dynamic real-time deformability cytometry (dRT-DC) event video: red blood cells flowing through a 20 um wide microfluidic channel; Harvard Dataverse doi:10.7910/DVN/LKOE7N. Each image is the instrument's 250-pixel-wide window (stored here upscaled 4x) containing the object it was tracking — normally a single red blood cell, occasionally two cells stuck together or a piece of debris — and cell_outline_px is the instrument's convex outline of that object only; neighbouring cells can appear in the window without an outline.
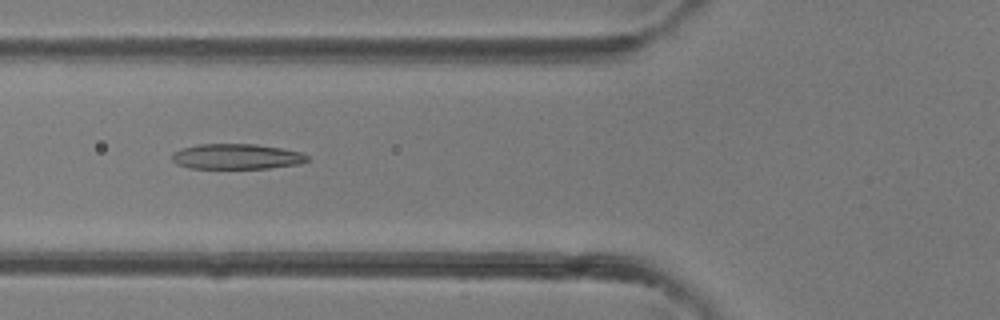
{"species": "common noctule bat (a hibernating species)", "species_latin": "Nyctalus noctula", "temperature_condition": "room temperature", "stored_images_in_passage": 40, "camera_frame_rate_fps": 3000, "um_per_image_px": 0.085, "animal": {"sex": "female"}, "frame": {"image": 1, "passage_image": 15, "time_ms": 4.667, "image_size_px": [1000, 320], "cell_outline_px": [[308, 160], [300, 164], [268, 168], [188, 168], [176, 164], [172, 160], [172, 152], [184, 148], [200, 144], [256, 144], [280, 148], [300, 152], [308, 156]], "centroid_in_image_um": [20.09, 13.31], "position_along_channel_um": 105.7, "area_um2": 19.88}}
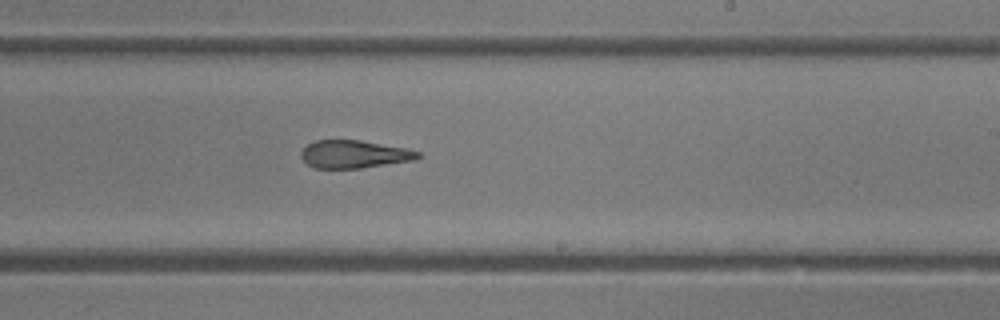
{"frame": {"image": 2, "passage_image": 24, "time_ms": 7.667, "image_size_px": [1000, 320], "cell_outline_px": [[420, 156], [416, 160], [360, 168], [312, 168], [300, 156], [300, 152], [308, 144], [316, 140], [360, 140], [408, 148], [420, 152]], "centroid_in_image_um": [30.12, 13.1], "position_along_channel_um": 258.9, "area_um2": 19.02}}
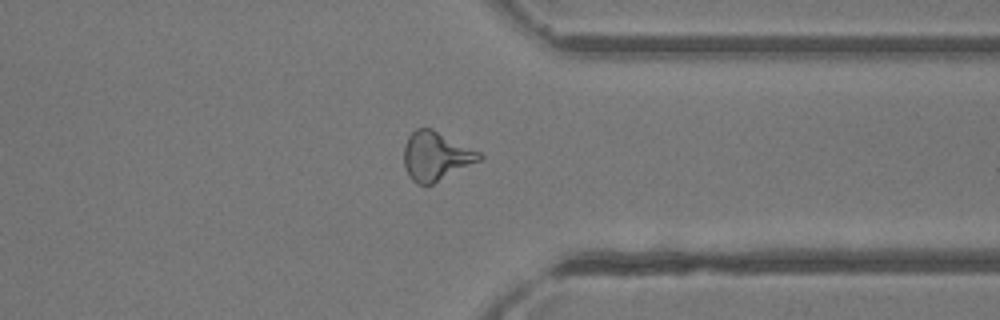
{"frame": {"image": 3, "passage_image": 31, "time_ms": 10.0, "image_size_px": [1000, 320], "cell_outline_px": [[484, 156], [480, 160], [432, 184], [416, 184], [408, 176], [404, 168], [404, 144], [408, 136], [416, 128], [432, 128], [480, 152]], "centroid_in_image_um": [37.02, 13.26], "position_along_channel_um": 374.4, "area_um2": 21.39}}